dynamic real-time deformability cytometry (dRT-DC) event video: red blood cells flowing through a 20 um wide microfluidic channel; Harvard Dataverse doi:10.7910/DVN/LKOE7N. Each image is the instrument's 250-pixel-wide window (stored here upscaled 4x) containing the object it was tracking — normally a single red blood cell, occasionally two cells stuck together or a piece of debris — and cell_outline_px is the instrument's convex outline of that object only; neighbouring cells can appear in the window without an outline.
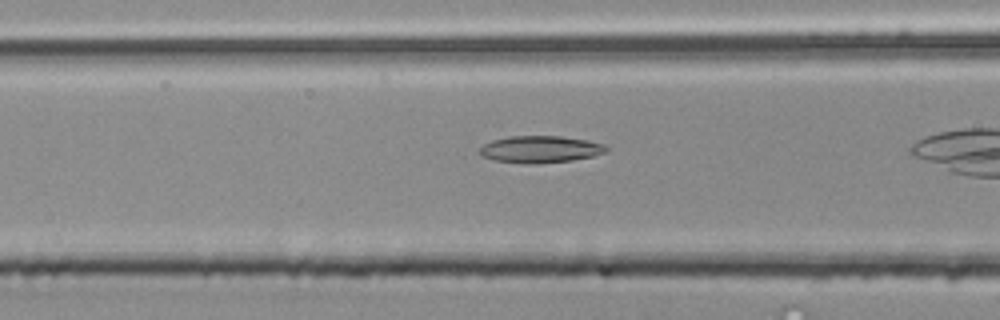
{"species": "common noctule bat (a hibernating species)", "species_latin": "Nyctalus noctula", "temperature_condition": "room temperature", "stored_images_in_passage": 29, "camera_frame_rate_fps": 3000, "um_per_image_px": 0.085, "animal": {"sex": "male", "body_mass_g": 20.4}, "frame": {"image": 1, "passage_image": 9, "time_ms": 2.667, "image_size_px": [1000, 320], "cell_outline_px": [[608, 148], [604, 152], [592, 156], [572, 160], [536, 164], [528, 164], [496, 160], [480, 156], [476, 152], [484, 144], [492, 140], [508, 136], [560, 136], [584, 140], [604, 144]], "centroid_in_image_um": [45.85, 12.69], "position_along_channel_um": 120.7, "area_um2": 19.83}}